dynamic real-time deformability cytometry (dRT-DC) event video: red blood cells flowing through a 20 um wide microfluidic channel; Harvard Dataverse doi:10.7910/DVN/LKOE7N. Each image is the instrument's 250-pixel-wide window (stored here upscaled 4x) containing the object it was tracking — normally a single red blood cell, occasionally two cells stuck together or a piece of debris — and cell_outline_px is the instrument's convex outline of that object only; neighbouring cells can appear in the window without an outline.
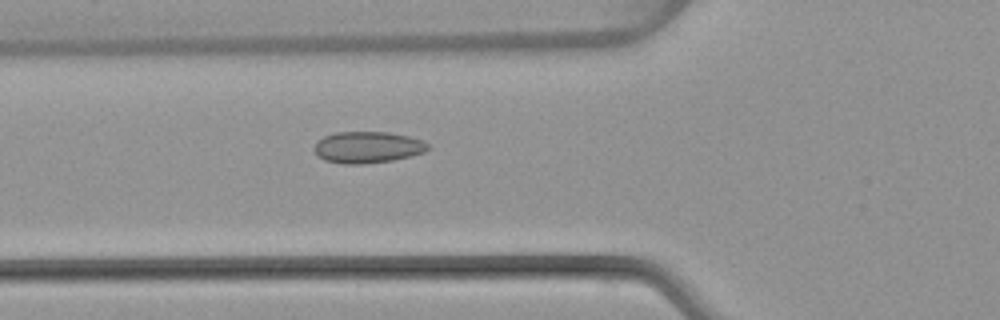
{"species": "common noctule bat (a hibernating species)", "species_latin": "Nyctalus noctula", "temperature_condition": "warm", "stored_images_in_passage": 51, "camera_frame_rate_fps": 3000, "um_per_image_px": 0.085, "animal": {"sex": "female", "body_mass_g": 22.7, "forearm_length_mm": 54.2}, "frame": {"image": 1, "passage_image": 19, "time_ms": 6.0, "image_size_px": [1000, 320], "cell_outline_px": [[432, 148], [424, 152], [392, 160], [364, 164], [344, 164], [324, 160], [312, 148], [316, 140], [324, 136], [336, 132], [388, 132], [408, 136], [424, 140]], "centroid_in_image_um": [31.24, 12.51], "position_along_channel_um": 94.6, "area_um2": 20.98}}
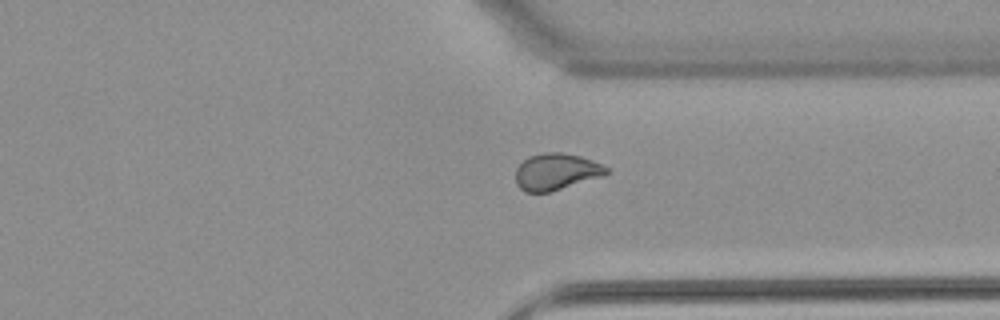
{"frame": {"image": 2, "passage_image": 39, "time_ms": 12.667, "image_size_px": [1000, 320], "cell_outline_px": [[608, 172], [600, 176], [548, 192], [524, 192], [516, 184], [516, 168], [528, 156], [544, 152], [560, 152], [580, 156], [592, 160], [608, 168]], "centroid_in_image_um": [47.22, 14.58], "position_along_channel_um": 364.2, "area_um2": 19.02}}
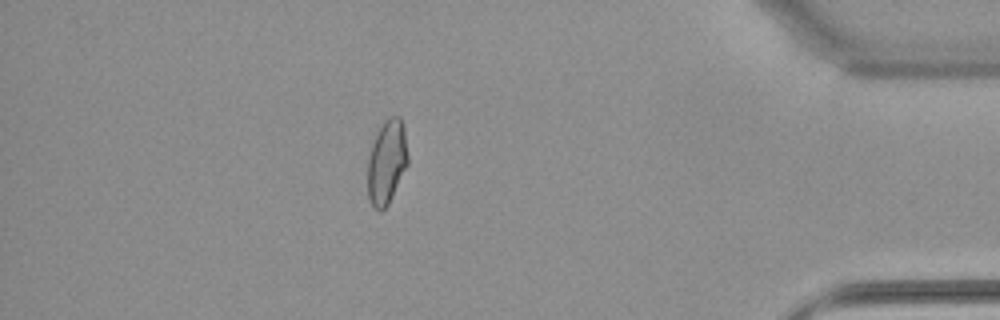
{"frame": {"image": 3, "passage_image": 45, "time_ms": 14.667, "image_size_px": [1000, 320], "cell_outline_px": [[408, 164], [388, 204], [380, 212], [372, 208], [368, 200], [368, 156], [372, 144], [384, 120], [388, 116], [400, 116], [404, 124], [408, 156]], "centroid_in_image_um": [32.88, 13.78], "position_along_channel_um": 402.3, "area_um2": 19.88}, "authors_computed_cell_mechanics": {"area_um2": 20.0566, "velocity_mm_per_s": 4.0341, "shape_relaxation_time_tau1_ms": null, "shape_relaxation_time_tau2_ms": 0.7846, "deformation_change_tau1": null, "deformation_change_tau2": 0.0527}}